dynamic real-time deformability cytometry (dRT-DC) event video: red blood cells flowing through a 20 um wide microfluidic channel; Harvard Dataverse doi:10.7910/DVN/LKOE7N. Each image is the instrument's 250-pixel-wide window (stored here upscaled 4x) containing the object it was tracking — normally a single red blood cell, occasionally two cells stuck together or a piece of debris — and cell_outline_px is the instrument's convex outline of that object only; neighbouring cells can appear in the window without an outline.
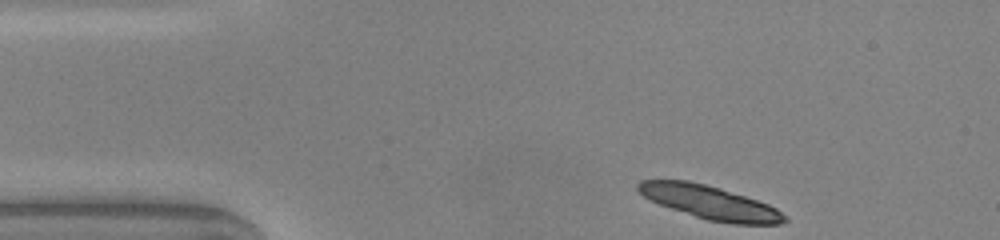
{"species": "common noctule bat (a hibernating species)", "species_latin": "Nyctalus noctula", "temperature_condition": "warm", "stored_images_in_passage": 34, "camera_frame_rate_fps": 3000, "um_per_image_px": 0.085, "animal": {"sex": "male", "body_mass_g": 20.0, "forearm_length_mm": 53.3}, "frame": {"image": 1, "passage_image": 1, "time_ms": 0.0, "image_size_px": [1000, 240], "cell_outline_px": [[788, 220], [780, 224], [732, 224], [708, 220], [660, 204], [644, 196], [636, 188], [636, 184], [640, 180], [688, 180], [720, 188], [768, 204], [776, 208], [788, 216]], "centroid_in_image_um": [60.38, 17.21], "position_along_channel_um": 24.6, "area_um2": 28.26}, "authors_computed_cell_mechanics": {"area_um2": 18.0047, "velocity_mm_per_s": 4.0372, "shape_relaxation_time_tau1_ms": 9.2391, "shape_relaxation_time_tau2_ms": 2.5839, "deformation_change_tau1": 0.2534, "deformation_change_tau2": 0.0777}}